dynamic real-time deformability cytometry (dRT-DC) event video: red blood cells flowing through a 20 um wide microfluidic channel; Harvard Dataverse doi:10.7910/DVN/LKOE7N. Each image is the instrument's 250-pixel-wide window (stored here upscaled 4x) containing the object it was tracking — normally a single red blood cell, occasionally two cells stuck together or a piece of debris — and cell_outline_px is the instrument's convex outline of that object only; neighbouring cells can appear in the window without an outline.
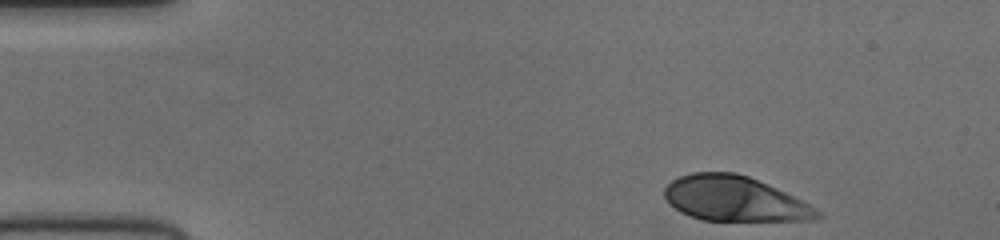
{"species": "human", "species_latin": "Homo sapiens", "temperature_condition": "cold", "stored_images_in_passage": 46, "camera_frame_rate_fps": 3000, "um_per_image_px": 0.085, "donor": {"sex": "female"}, "frame": {"image": 1, "passage_image": 1, "time_ms": 0.0, "image_size_px": [1000, 240], "cell_outline_px": [[824, 216], [816, 220], [700, 220], [680, 212], [668, 204], [664, 196], [664, 188], [672, 180], [680, 176], [692, 172], [736, 172], [748, 176], [768, 184], [808, 204], [820, 212]], "centroid_in_image_um": [62.39, 16.89], "position_along_channel_um": 22.6, "area_um2": 39.94}}
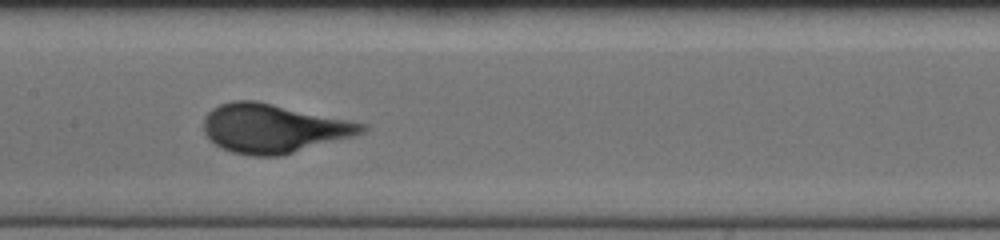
{"frame": {"image": 2, "passage_image": 20, "time_ms": 6.333, "image_size_px": [1000, 240], "cell_outline_px": [[368, 128], [364, 132], [352, 136], [280, 156], [252, 156], [232, 152], [220, 148], [204, 132], [204, 116], [212, 108], [220, 104], [232, 100], [256, 100], [368, 124]], "centroid_in_image_um": [23.22, 10.9], "position_along_channel_um": 184.2, "area_um2": 44.91}}
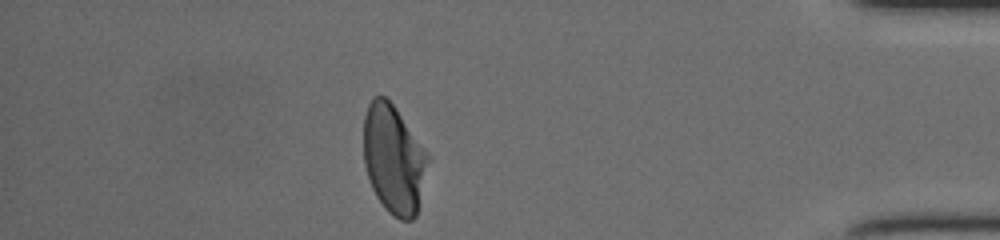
{"frame": {"image": 3, "passage_image": 40, "time_ms": 13.0, "image_size_px": [1000, 240], "cell_outline_px": [[428, 160], [416, 216], [412, 220], [400, 220], [392, 216], [384, 208], [376, 196], [372, 188], [364, 164], [364, 116], [368, 104], [372, 96], [384, 96], [396, 108], [428, 156]], "centroid_in_image_um": [33.42, 13.55], "position_along_channel_um": 401.8, "area_um2": 40.17}}